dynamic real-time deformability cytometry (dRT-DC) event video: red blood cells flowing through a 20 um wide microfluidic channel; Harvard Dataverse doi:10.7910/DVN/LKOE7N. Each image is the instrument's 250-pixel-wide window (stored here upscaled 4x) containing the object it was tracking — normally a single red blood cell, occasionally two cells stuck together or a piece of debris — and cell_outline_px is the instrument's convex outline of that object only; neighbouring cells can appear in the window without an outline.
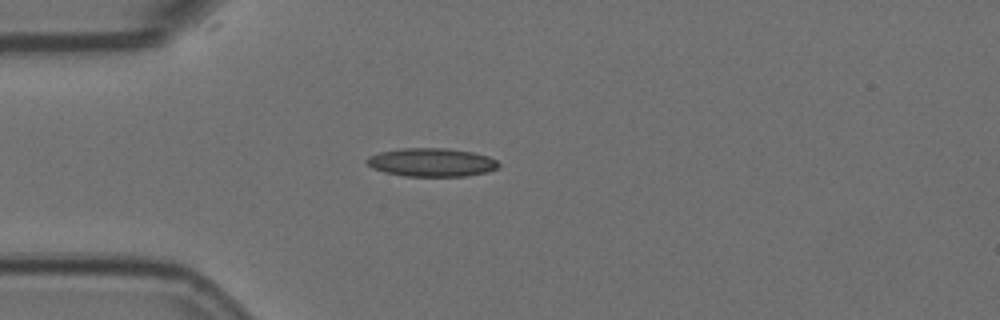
{"species": "Egyptian fruit bat (a non-hibernating species)", "species_latin": "Rousettus aegyptiacus", "temperature_condition": "room temperature", "stored_images_in_passage": 6, "camera_frame_rate_fps": 3000, "um_per_image_px": 0.085, "animal": {"sex": "female"}, "frame": {"image": 1, "passage_image": 1, "time_ms": 0.0, "image_size_px": [1000, 320], "cell_outline_px": [[500, 164], [496, 168], [488, 172], [464, 176], [404, 176], [384, 172], [372, 168], [364, 160], [368, 156], [380, 152], [400, 148], [448, 148], [472, 152], [488, 156], [496, 160]], "centroid_in_image_um": [36.66, 13.79], "position_along_channel_um": 48.3, "area_um2": 21.91}}